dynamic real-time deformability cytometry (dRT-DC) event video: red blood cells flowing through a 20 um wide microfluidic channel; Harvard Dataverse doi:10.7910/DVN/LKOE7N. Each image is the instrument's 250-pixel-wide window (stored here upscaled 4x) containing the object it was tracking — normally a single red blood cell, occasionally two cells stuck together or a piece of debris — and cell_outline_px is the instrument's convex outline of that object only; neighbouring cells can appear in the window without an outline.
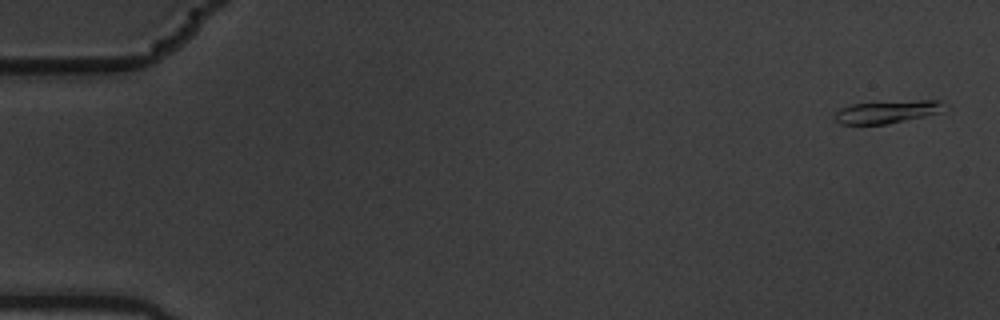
{"species": "common noctule bat (a hibernating species)", "species_latin": "Nyctalus noctula", "temperature_condition": "warm", "stored_images_in_passage": 8, "camera_frame_rate_fps": 3000, "um_per_image_px": 0.085, "animal": {"sex": "male", "body_mass_g": 19.5, "forearm_length_mm": 54.6}, "frame": {"image": 1, "passage_image": 1, "time_ms": 0.0, "image_size_px": [1000, 320], "cell_outline_px": [[944, 100], [940, 112], [924, 116], [888, 124], [840, 124], [832, 116], [840, 108], [848, 104], [916, 100]], "centroid_in_image_um": [75.34, 9.5], "position_along_channel_um": 9.7, "area_um2": 14.45}}
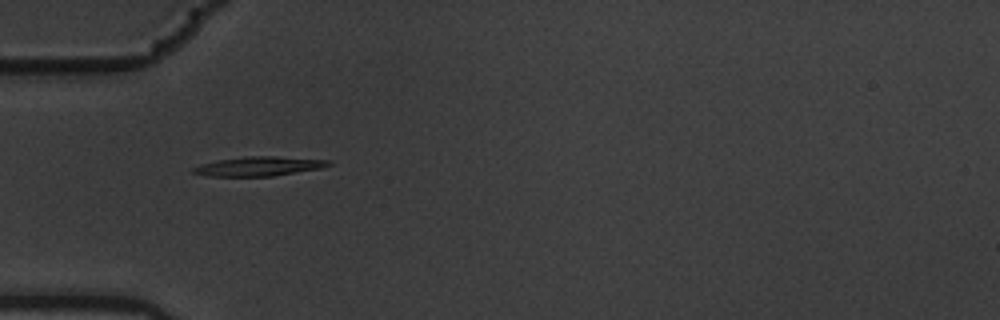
{"frame": {"image": 2, "passage_image": 6, "time_ms": 1.667, "image_size_px": [1000, 320], "cell_outline_px": [[332, 164], [320, 168], [272, 176], [208, 176], [192, 172], [192, 168], [200, 164], [216, 160], [248, 156], [276, 156], [328, 160]], "centroid_in_image_um": [21.96, 14.13], "position_along_channel_um": 63.0, "area_um2": 15.09}}
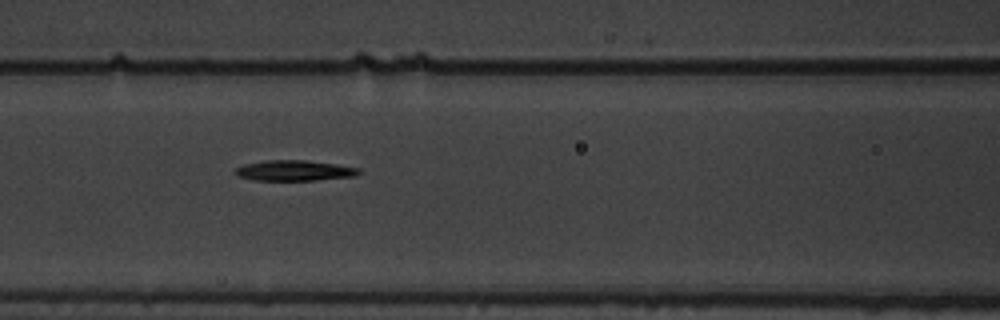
{"frame": {"image": 3, "passage_image": 8, "time_ms": 2.333, "image_size_px": [1000, 320], "cell_outline_px": [[360, 172], [356, 176], [316, 180], [252, 180], [236, 176], [236, 168], [244, 164], [268, 160], [304, 160], [336, 164], [360, 168]], "centroid_in_image_um": [25.02, 14.5], "position_along_channel_um": 141.6, "area_um2": 14.74}}